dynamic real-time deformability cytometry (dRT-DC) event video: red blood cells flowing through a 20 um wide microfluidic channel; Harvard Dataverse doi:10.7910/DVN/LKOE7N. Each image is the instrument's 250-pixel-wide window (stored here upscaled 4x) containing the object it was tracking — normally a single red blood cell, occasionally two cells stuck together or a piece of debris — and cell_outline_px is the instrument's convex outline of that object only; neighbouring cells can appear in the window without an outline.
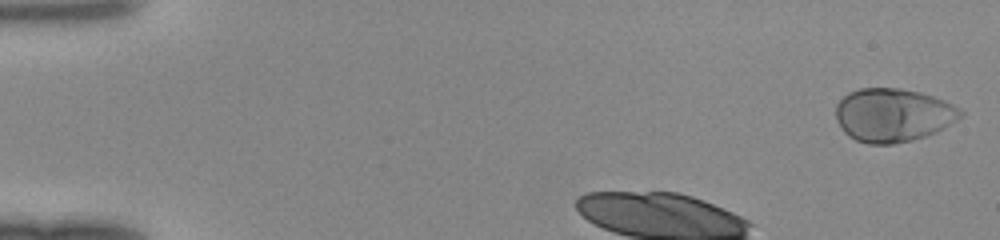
{"species": "human", "species_latin": "Homo sapiens", "temperature_condition": "room temperature", "stored_images_in_passage": 32, "camera_frame_rate_fps": 3000, "um_per_image_px": 0.085, "donor": {"sex": "female"}, "frame": {"image": 1, "passage_image": 1, "time_ms": 0.0, "image_size_px": [1000, 240], "cell_outline_px": [[964, 116], [944, 128], [936, 132], [912, 140], [892, 144], [868, 144], [856, 140], [848, 136], [844, 132], [836, 120], [836, 104], [848, 92], [860, 88], [900, 88], [920, 92], [944, 100], [960, 108], [964, 112]], "centroid_in_image_um": [75.91, 9.78], "position_along_channel_um": 9.1, "area_um2": 39.07}}